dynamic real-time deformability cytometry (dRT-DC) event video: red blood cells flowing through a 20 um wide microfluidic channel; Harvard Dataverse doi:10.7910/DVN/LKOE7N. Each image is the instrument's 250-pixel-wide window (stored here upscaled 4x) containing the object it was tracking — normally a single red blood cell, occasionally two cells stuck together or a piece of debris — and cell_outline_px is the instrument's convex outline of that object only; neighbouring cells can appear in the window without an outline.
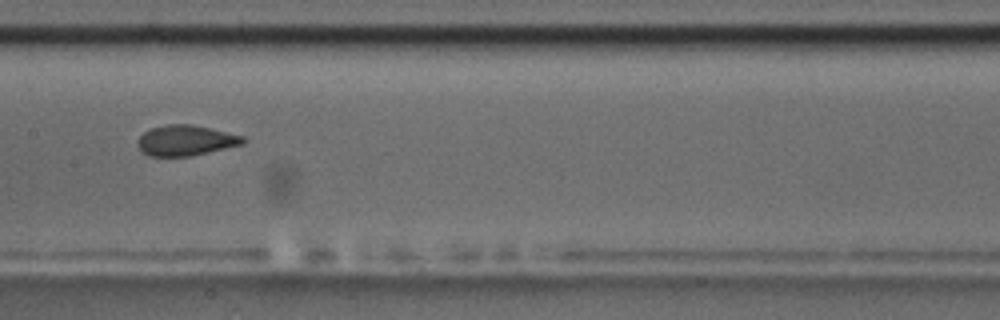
{"species": "common noctule bat (a hibernating species)", "species_latin": "Nyctalus noctula", "temperature_condition": "room temperature", "stored_images_in_passage": 7, "camera_frame_rate_fps": 3000, "um_per_image_px": 0.085, "animal": {"sex": "male", "body_mass_g": 17.5, "forearm_length_mm": 52.3}, "frame": {"image": 1, "passage_image": 4, "time_ms": 1.0, "image_size_px": [1000, 320], "cell_outline_px": [[248, 140], [244, 144], [192, 156], [148, 156], [140, 152], [136, 144], [136, 140], [144, 132], [152, 128], [164, 124], [192, 124], [244, 136]], "centroid_in_image_um": [15.77, 11.94], "position_along_channel_um": 191.6, "area_um2": 19.02}}